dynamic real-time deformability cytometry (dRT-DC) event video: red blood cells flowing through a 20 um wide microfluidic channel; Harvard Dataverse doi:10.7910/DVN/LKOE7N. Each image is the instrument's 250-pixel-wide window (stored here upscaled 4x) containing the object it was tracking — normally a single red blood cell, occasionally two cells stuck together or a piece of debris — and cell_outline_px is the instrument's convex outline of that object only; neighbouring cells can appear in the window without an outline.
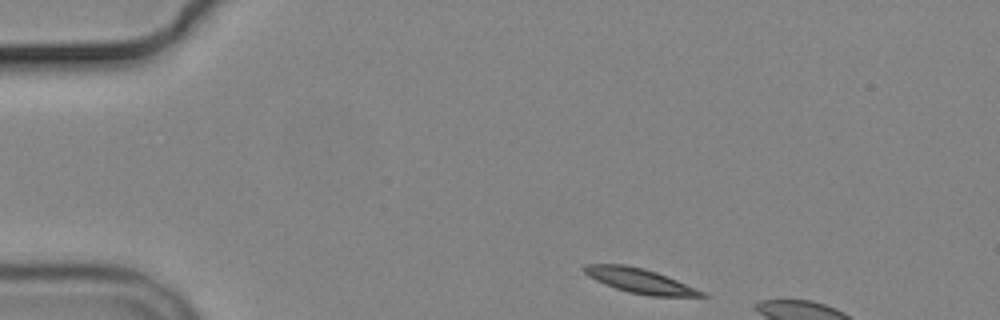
{"species": "common noctule bat (a hibernating species)", "species_latin": "Nyctalus noctula", "temperature_condition": "cold", "stored_images_in_passage": 3, "camera_frame_rate_fps": 3000, "um_per_image_px": 0.085, "animal": {"sex": "male", "body_mass_g": 19.2, "forearm_length_mm": 51.8}, "frame": {"image": 1, "passage_image": 1, "time_ms": 0.0, "image_size_px": [1000, 320], "cell_outline_px": [[708, 296], [648, 296], [628, 292], [604, 284], [588, 276], [580, 268], [584, 264], [624, 264], [644, 268], [656, 272], [676, 280], [704, 292]], "centroid_in_image_um": [54.31, 23.85], "position_along_channel_um": 30.7, "area_um2": 16.76}}